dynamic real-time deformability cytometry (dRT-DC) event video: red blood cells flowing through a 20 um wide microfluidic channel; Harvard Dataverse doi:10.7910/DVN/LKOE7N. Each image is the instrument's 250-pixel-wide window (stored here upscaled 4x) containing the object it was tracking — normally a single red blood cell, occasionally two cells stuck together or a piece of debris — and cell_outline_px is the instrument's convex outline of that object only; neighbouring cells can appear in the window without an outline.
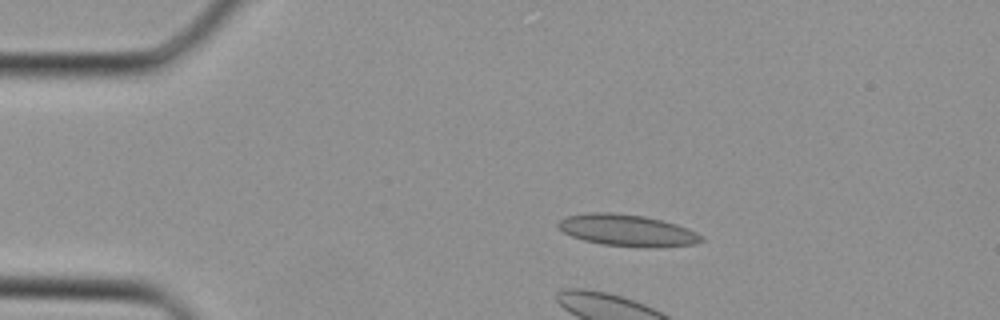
{"species": "Egyptian fruit bat (a non-hibernating species)", "species_latin": "Rousettus aegyptiacus", "temperature_condition": "cold", "stored_images_in_passage": 13, "camera_frame_rate_fps": 3000, "um_per_image_px": 0.085, "animal": {"sex": "female"}, "frame": {"image": 1, "passage_image": 4, "time_ms": 1.0, "image_size_px": [1000, 320], "cell_outline_px": [[704, 240], [696, 244], [656, 248], [600, 244], [584, 240], [572, 236], [564, 232], [556, 224], [564, 216], [588, 212], [612, 212], [644, 216], [676, 224], [688, 228], [704, 236]], "centroid_in_image_um": [53.33, 19.58], "position_along_channel_um": 31.7, "area_um2": 26.59}}